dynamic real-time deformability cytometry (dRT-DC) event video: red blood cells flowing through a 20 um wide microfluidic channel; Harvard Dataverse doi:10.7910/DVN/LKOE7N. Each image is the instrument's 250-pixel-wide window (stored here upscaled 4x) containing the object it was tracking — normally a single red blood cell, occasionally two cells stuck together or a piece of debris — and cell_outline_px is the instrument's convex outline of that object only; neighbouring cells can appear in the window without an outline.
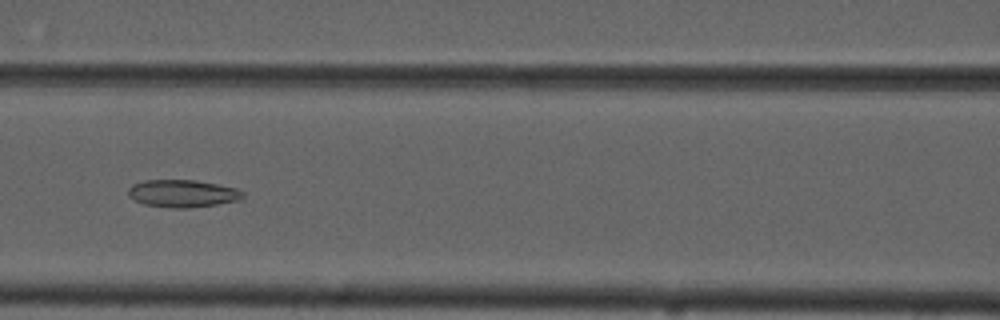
{"species": "common noctule bat (a hibernating species)", "species_latin": "Nyctalus noctula", "temperature_condition": "cold", "stored_images_in_passage": 7, "camera_frame_rate_fps": 3000, "um_per_image_px": 0.085, "animal": {"sex": "male", "forearm_length_mm": 52.5}, "frame": {"image": 1, "passage_image": 7, "time_ms": 7.0, "image_size_px": [1000, 320], "cell_outline_px": [[244, 200], [188, 208], [172, 208], [144, 204], [128, 196], [128, 188], [132, 184], [144, 180], [196, 180], [236, 188], [244, 192]], "centroid_in_image_um": [15.54, 16.44], "position_along_channel_um": 151.1, "area_um2": 18.44}}